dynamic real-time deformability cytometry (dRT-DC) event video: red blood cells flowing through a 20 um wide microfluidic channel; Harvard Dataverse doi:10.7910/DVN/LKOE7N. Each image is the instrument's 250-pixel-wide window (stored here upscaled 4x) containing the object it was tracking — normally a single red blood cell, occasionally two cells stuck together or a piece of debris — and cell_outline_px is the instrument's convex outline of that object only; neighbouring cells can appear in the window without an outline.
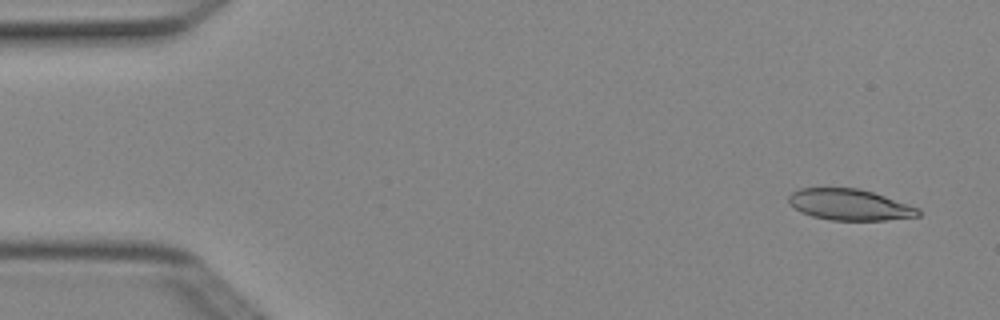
{"species": "Egyptian fruit bat (a non-hibernating species)", "species_latin": "Rousettus aegyptiacus", "temperature_condition": "cold", "stored_images_in_passage": 4, "camera_frame_rate_fps": 3000, "um_per_image_px": 0.085, "animal": {"sex": "female"}, "frame": {"image": 1, "passage_image": 1, "time_ms": 0.0, "image_size_px": [1000, 320], "cell_outline_px": [[920, 216], [884, 220], [828, 220], [812, 216], [800, 212], [788, 200], [788, 196], [792, 192], [800, 188], [860, 188], [920, 208]], "centroid_in_image_um": [72.22, 17.4], "position_along_channel_um": 12.8, "area_um2": 23.41}}
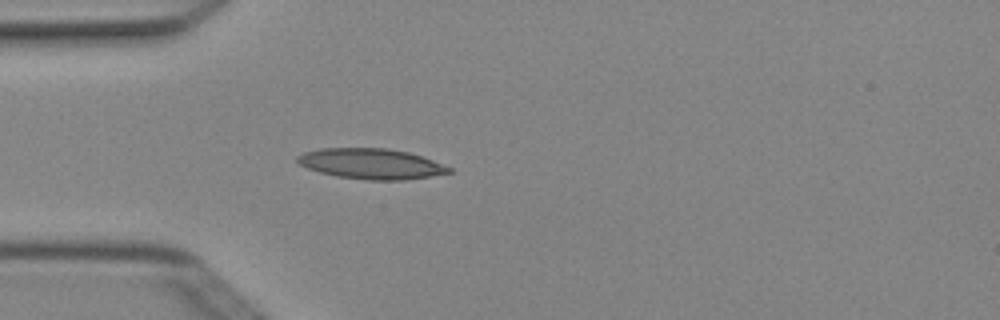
{"frame": {"image": 2, "passage_image": 4, "time_ms": 1.0, "image_size_px": [1000, 320], "cell_outline_px": [[452, 172], [408, 180], [368, 180], [336, 176], [320, 172], [308, 168], [300, 164], [296, 160], [296, 156], [304, 152], [320, 148], [388, 148], [408, 152], [432, 160], [452, 168]], "centroid_in_image_um": [31.54, 13.92], "position_along_channel_um": 53.5, "area_um2": 26.88}}